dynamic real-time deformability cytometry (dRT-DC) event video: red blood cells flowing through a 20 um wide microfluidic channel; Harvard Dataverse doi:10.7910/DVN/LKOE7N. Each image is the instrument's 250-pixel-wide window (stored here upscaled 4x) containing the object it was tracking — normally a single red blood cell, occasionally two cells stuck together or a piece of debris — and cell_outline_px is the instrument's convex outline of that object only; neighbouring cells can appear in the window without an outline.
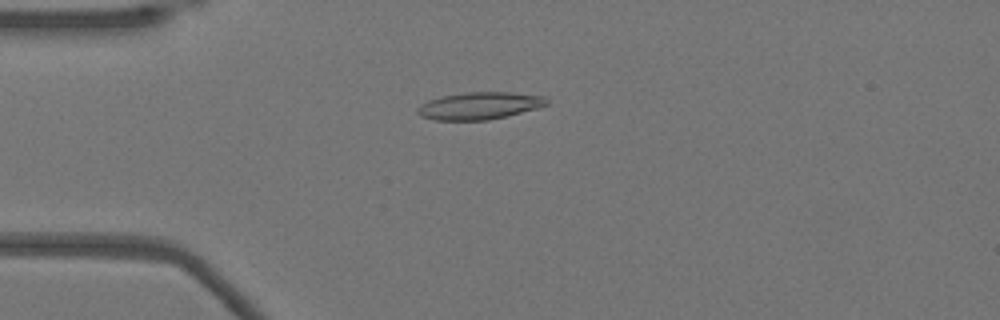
{"species": "Egyptian fruit bat (a non-hibernating species)", "species_latin": "Rousettus aegyptiacus", "temperature_condition": "warm", "stored_images_in_passage": 46, "camera_frame_rate_fps": 3000, "um_per_image_px": 0.085, "animal": {"sex": "female"}, "frame": {"image": 1, "passage_image": 13, "time_ms": 4.0, "image_size_px": [1000, 320], "cell_outline_px": [[548, 104], [536, 108], [488, 120], [436, 120], [420, 116], [416, 112], [416, 108], [420, 104], [428, 100], [440, 96], [464, 92], [508, 92], [544, 96], [548, 100]], "centroid_in_image_um": [40.69, 8.98], "position_along_channel_um": 44.3, "area_um2": 20.46}}
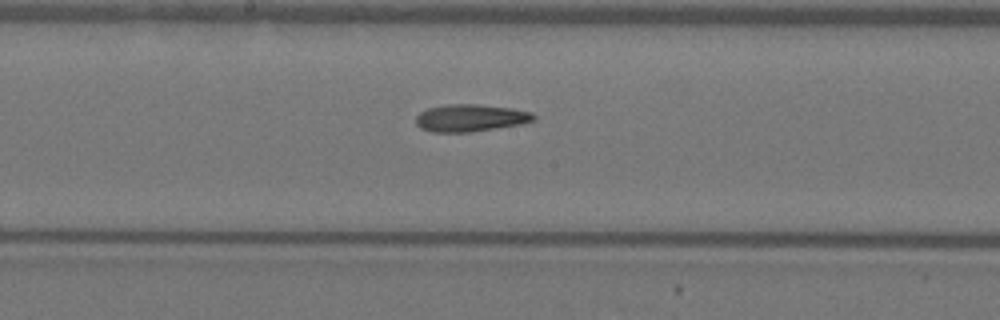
{"frame": {"image": 2, "passage_image": 27, "time_ms": 8.667, "image_size_px": [1000, 320], "cell_outline_px": [[536, 120], [520, 124], [496, 128], [468, 132], [432, 132], [420, 128], [416, 124], [416, 116], [420, 112], [428, 108], [448, 104], [480, 104], [512, 108], [532, 112], [536, 116]], "centroid_in_image_um": [39.99, 10.02], "position_along_channel_um": 208.2, "area_um2": 18.79}}
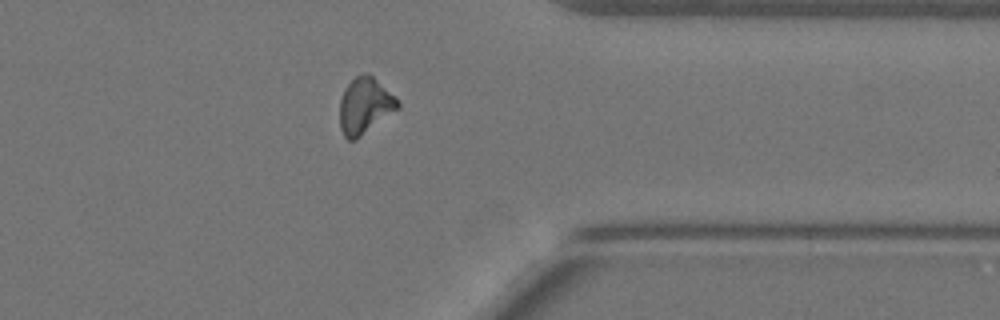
{"frame": {"image": 3, "passage_image": 41, "time_ms": 13.333, "image_size_px": [1000, 320], "cell_outline_px": [[400, 108], [356, 140], [348, 140], [344, 136], [340, 128], [340, 100], [344, 88], [356, 76], [364, 72], [368, 72], [400, 100]], "centroid_in_image_um": [31.03, 8.99], "position_along_channel_um": 380.4, "area_um2": 19.25}, "authors_computed_cell_mechanics": {"area_um2": 19.0162, "velocity_mm_per_s": 3.9051, "shape_relaxation_time_tau1_ms": null, "shape_relaxation_time_tau2_ms": 9.2422, "deformation_change_tau1": null, "deformation_change_tau2": 0.2078}}